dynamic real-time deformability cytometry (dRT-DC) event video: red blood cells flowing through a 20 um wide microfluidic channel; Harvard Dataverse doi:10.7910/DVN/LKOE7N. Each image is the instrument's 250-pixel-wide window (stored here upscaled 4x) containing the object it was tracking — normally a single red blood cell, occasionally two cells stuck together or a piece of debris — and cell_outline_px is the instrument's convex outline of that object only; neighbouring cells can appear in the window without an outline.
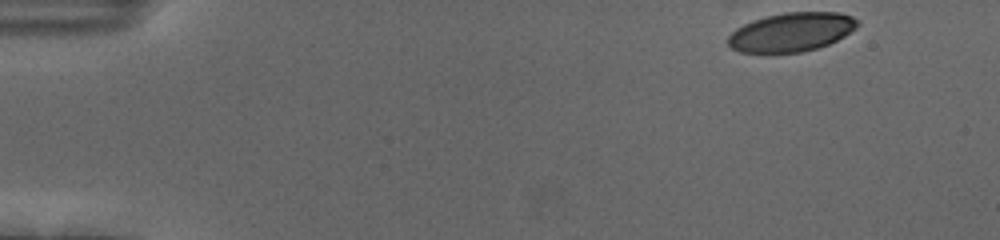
{"species": "human", "species_latin": "Homo sapiens", "temperature_condition": "cold", "stored_images_in_passage": 51, "camera_frame_rate_fps": 3000, "um_per_image_px": 0.085, "donor": {"sex": "female"}, "frame": {"image": 1, "passage_image": 1, "time_ms": 0.0, "image_size_px": [1000, 240], "cell_outline_px": [[860, 24], [856, 28], [844, 36], [828, 44], [816, 48], [800, 52], [740, 52], [732, 48], [728, 44], [728, 36], [736, 28], [752, 20], [784, 12], [836, 12], [852, 16], [860, 20]], "centroid_in_image_um": [67.29, 2.71], "position_along_channel_um": 17.7, "area_um2": 29.19}}
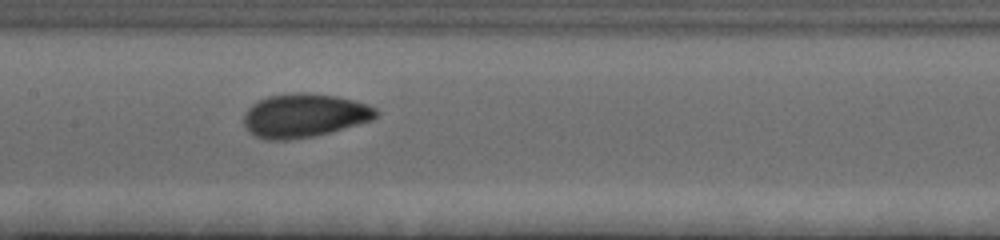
{"frame": {"image": 2, "passage_image": 24, "time_ms": 7.667, "image_size_px": [1000, 240], "cell_outline_px": [[380, 112], [372, 120], [328, 132], [312, 136], [288, 140], [264, 140], [256, 136], [244, 124], [244, 112], [252, 104], [268, 96], [296, 92], [304, 92], [336, 96], [368, 104], [376, 108]], "centroid_in_image_um": [25.86, 9.81], "position_along_channel_um": 181.5, "area_um2": 33.41}}
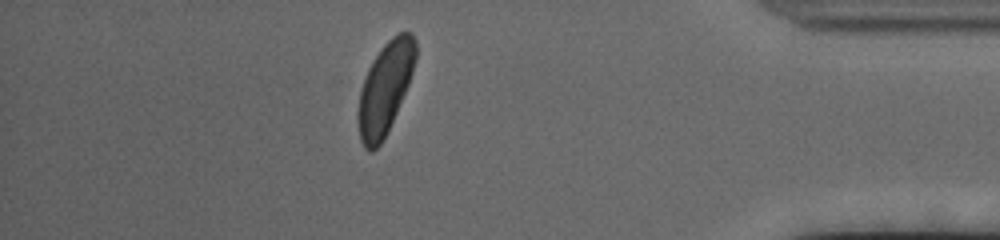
{"frame": {"image": 3, "passage_image": 45, "time_ms": 14.667, "image_size_px": [1000, 240], "cell_outline_px": [[416, 60], [408, 84], [388, 132], [380, 144], [372, 152], [368, 152], [364, 148], [360, 140], [356, 120], [356, 112], [360, 92], [368, 68], [384, 44], [392, 36], [400, 32], [412, 32], [416, 40]], "centroid_in_image_um": [32.71, 7.53], "position_along_channel_um": 402.5, "area_um2": 30.81}, "authors_computed_cell_mechanics": {"area_um2": 31.2698, "velocity_mm_per_s": 3.6556, "shape_relaxation_time_tau1_ms": 2.7877, "shape_relaxation_time_tau2_ms": 1.2515, "deformation_change_tau1": 0.1141, "deformation_change_tau2": 0.0579}}